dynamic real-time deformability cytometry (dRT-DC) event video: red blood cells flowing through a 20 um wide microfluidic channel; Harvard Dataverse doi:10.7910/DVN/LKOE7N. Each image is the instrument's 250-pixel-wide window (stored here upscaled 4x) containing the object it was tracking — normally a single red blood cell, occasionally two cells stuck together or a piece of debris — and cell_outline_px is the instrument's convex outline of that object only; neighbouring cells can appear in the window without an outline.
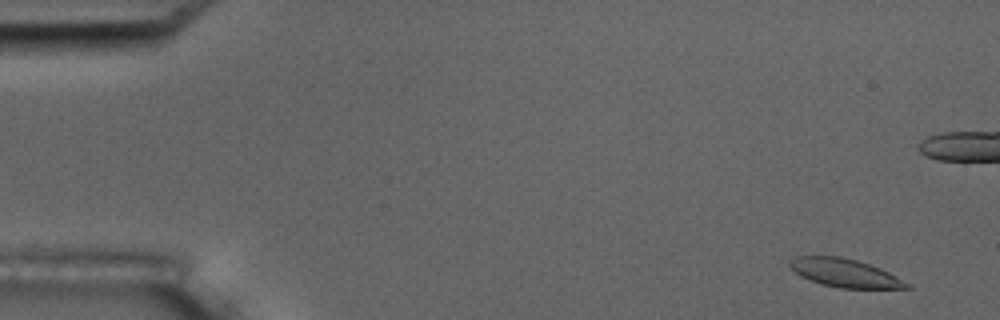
{"species": "common noctule bat (a hibernating species)", "species_latin": "Nyctalus noctula", "temperature_condition": "room temperature", "stored_images_in_passage": 6, "camera_frame_rate_fps": 3000, "um_per_image_px": 0.085, "animal": {"sex": "male", "body_mass_g": 17.5, "forearm_length_mm": 52.3}, "frame": {"image": 1, "passage_image": 2, "time_ms": 1.0, "image_size_px": [1000, 320], "cell_outline_px": [[912, 288], [840, 288], [824, 284], [800, 276], [788, 264], [796, 256], [840, 256], [856, 260], [880, 268], [912, 284]], "centroid_in_image_um": [71.86, 23.2], "position_along_channel_um": 13.1, "area_um2": 19.02}}